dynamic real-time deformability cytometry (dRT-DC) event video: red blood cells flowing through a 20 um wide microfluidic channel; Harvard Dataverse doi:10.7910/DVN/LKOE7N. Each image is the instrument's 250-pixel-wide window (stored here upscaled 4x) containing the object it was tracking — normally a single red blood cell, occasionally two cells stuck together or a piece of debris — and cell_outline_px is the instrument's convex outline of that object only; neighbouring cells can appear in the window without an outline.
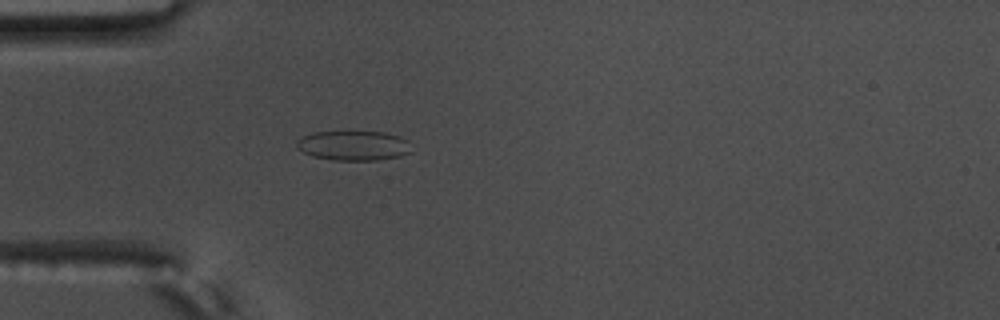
{"species": "common noctule bat (a hibernating species)", "species_latin": "Nyctalus noctula", "temperature_condition": "warm", "stored_images_in_passage": 50, "camera_frame_rate_fps": 3000, "um_per_image_px": 0.085, "animal": {"sex": "male", "body_mass_g": 17.5, "forearm_length_mm": 52.3}, "frame": {"image": 1, "passage_image": 10, "time_ms": 3.0, "image_size_px": [1000, 320], "cell_outline_px": [[412, 152], [400, 156], [376, 160], [332, 160], [312, 156], [296, 148], [296, 140], [312, 132], [384, 132], [400, 136], [408, 140]], "centroid_in_image_um": [30.06, 12.38], "position_along_channel_um": 54.9, "area_um2": 19.94}}
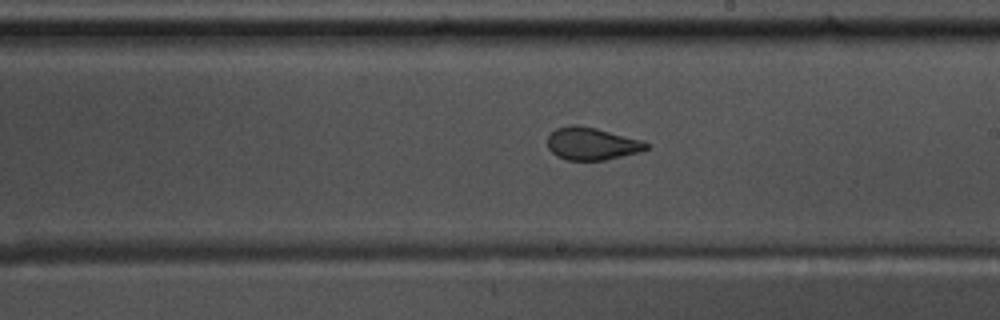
{"frame": {"image": 2, "passage_image": 26, "time_ms": 8.333, "image_size_px": [1000, 320], "cell_outline_px": [[648, 148], [636, 152], [604, 160], [568, 160], [556, 156], [548, 148], [548, 136], [556, 128], [572, 124], [576, 124], [596, 128], [640, 140], [648, 144]], "centroid_in_image_um": [50.24, 12.2], "position_along_channel_um": 238.8, "area_um2": 18.38}}
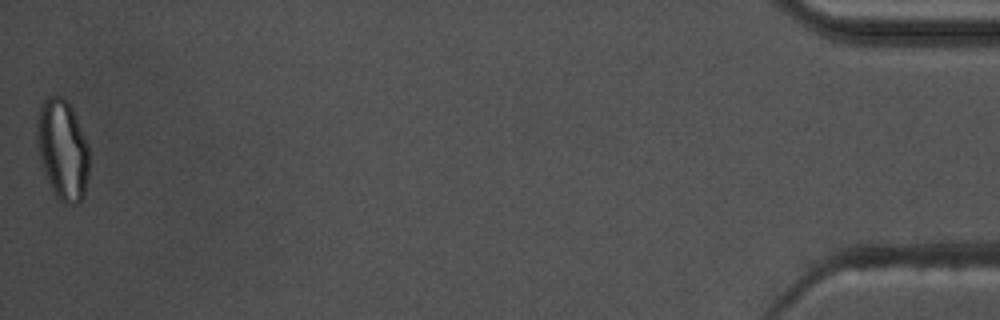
{"frame": {"image": 3, "passage_image": 50, "time_ms": 16.333, "image_size_px": [1000, 320], "cell_outline_px": [[88, 176], [84, 192], [80, 204], [64, 204], [56, 196], [48, 180], [40, 156], [36, 140], [36, 124], [40, 104], [48, 96], [60, 96], [72, 108], [76, 116], [88, 144]], "centroid_in_image_um": [5.32, 12.71], "position_along_channel_um": 429.9, "area_um2": 30.29}, "authors_computed_cell_mechanics": {"area_um2": 19.9121, "velocity_mm_per_s": 3.587, "shape_relaxation_time_tau1_ms": null, "shape_relaxation_time_tau2_ms": 1.1821, "deformation_change_tau1": null, "deformation_change_tau2": 0.0616}}